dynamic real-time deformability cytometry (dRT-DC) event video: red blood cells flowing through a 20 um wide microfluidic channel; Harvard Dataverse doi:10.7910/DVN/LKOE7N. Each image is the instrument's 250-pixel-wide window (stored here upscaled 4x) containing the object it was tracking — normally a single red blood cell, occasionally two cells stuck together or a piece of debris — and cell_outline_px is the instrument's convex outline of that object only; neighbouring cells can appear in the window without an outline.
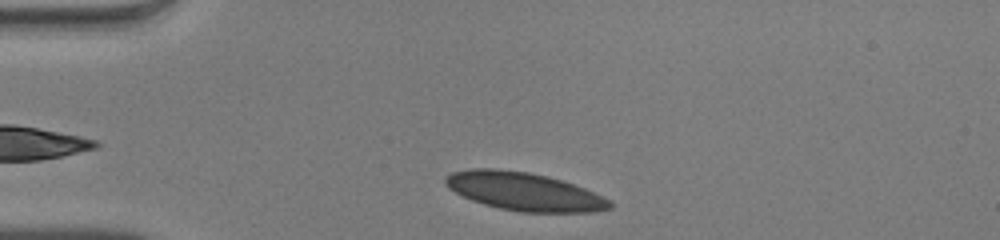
{"species": "human", "species_latin": "Homo sapiens", "temperature_condition": "warm", "stored_images_in_passage": 33, "camera_frame_rate_fps": 3000, "um_per_image_px": 0.085, "donor": {"sex": "male"}, "frame": {"image": 1, "passage_image": 2, "time_ms": 0.333, "image_size_px": [1000, 240], "cell_outline_px": [[612, 208], [592, 212], [520, 212], [500, 208], [484, 204], [472, 200], [448, 188], [444, 184], [444, 176], [452, 172], [472, 168], [496, 168], [528, 172], [560, 180], [584, 188], [612, 200]], "centroid_in_image_um": [44.53, 16.27], "position_along_channel_um": 40.5, "area_um2": 36.41}}
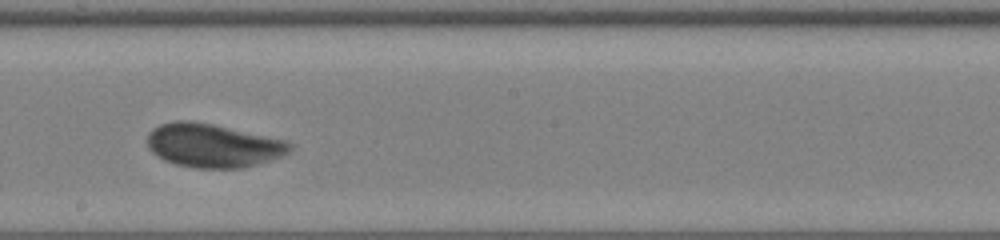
{"frame": {"image": 2, "passage_image": 19, "time_ms": 6.0, "image_size_px": [1000, 240], "cell_outline_px": [[292, 148], [288, 152], [280, 156], [244, 168], [196, 168], [176, 164], [164, 160], [152, 152], [148, 148], [148, 132], [152, 128], [160, 124], [176, 120], [188, 120], [212, 124], [284, 140], [292, 144]], "centroid_in_image_um": [18.05, 12.36], "position_along_channel_um": 230.2, "area_um2": 35.95}}
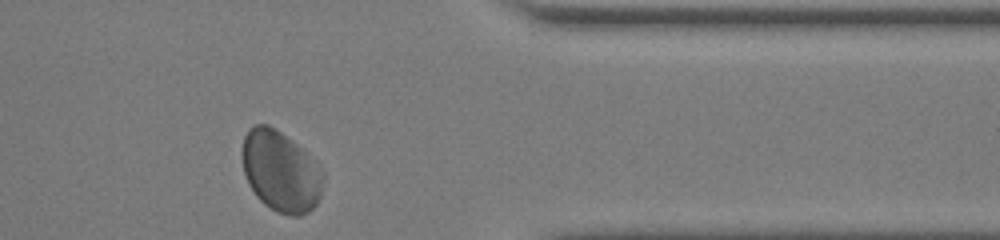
{"frame": {"image": 3, "passage_image": 32, "time_ms": 10.333, "image_size_px": [1000, 240], "cell_outline_px": [[324, 176], [320, 196], [316, 204], [308, 212], [300, 216], [288, 216], [276, 212], [264, 204], [256, 196], [248, 184], [244, 172], [240, 152], [244, 136], [248, 128], [252, 124], [268, 124], [276, 128], [296, 144], [308, 156]], "centroid_in_image_um": [23.79, 14.56], "position_along_channel_um": 387.6, "area_um2": 38.15}, "authors_computed_cell_mechanics": {"area_um2": 36.0672, "velocity_mm_per_s": 3.976, "shape_relaxation_time_tau1_ms": 2.1039, "shape_relaxation_time_tau2_ms": null, "deformation_change_tau1": 0.1015, "deformation_change_tau2": null}}